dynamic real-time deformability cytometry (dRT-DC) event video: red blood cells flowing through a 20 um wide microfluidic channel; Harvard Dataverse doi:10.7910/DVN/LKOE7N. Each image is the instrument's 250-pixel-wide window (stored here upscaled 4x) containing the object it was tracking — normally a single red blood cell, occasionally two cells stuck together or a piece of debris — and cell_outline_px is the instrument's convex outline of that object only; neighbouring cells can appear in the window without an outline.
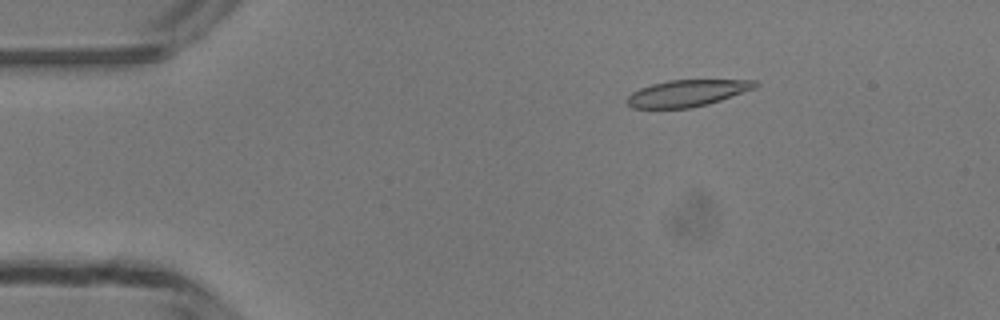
{"species": "common noctule bat (a hibernating species)", "species_latin": "Nyctalus noctula", "temperature_condition": "room temperature", "stored_images_in_passage": 18, "camera_frame_rate_fps": 3000, "um_per_image_px": 0.085, "animal": {"sex": "male", "body_mass_g": 13.3}, "frame": {"image": 1, "passage_image": 8, "time_ms": 2.333, "image_size_px": [1000, 320], "cell_outline_px": [[760, 84], [756, 88], [708, 104], [692, 108], [632, 108], [624, 100], [632, 92], [640, 88], [652, 84], [668, 80], [756, 80]], "centroid_in_image_um": [58.4, 7.92], "position_along_channel_um": 26.6, "area_um2": 19.94}}
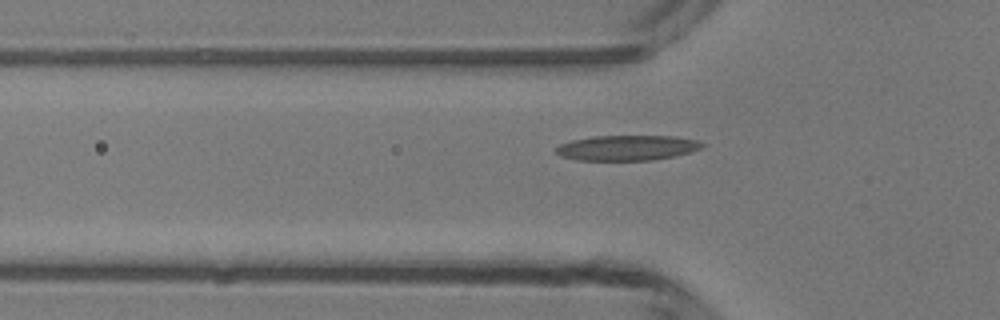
{"frame": {"image": 2, "passage_image": 16, "time_ms": 5.0, "image_size_px": [1000, 320], "cell_outline_px": [[704, 144], [700, 148], [692, 152], [676, 156], [652, 160], [576, 160], [560, 156], [552, 148], [560, 144], [572, 140], [592, 136], [676, 136], [696, 140]], "centroid_in_image_um": [53.27, 12.56], "position_along_channel_um": 72.5, "area_um2": 21.62}}